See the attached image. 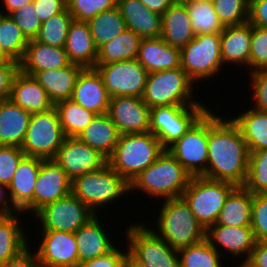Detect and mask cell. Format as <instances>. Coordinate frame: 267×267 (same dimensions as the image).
I'll return each mask as SVG.
<instances>
[{
  "label": "cell",
  "mask_w": 267,
  "mask_h": 267,
  "mask_svg": "<svg viewBox=\"0 0 267 267\" xmlns=\"http://www.w3.org/2000/svg\"><path fill=\"white\" fill-rule=\"evenodd\" d=\"M208 110V156L205 177L244 186L250 152L232 119Z\"/></svg>",
  "instance_id": "1"
},
{
  "label": "cell",
  "mask_w": 267,
  "mask_h": 267,
  "mask_svg": "<svg viewBox=\"0 0 267 267\" xmlns=\"http://www.w3.org/2000/svg\"><path fill=\"white\" fill-rule=\"evenodd\" d=\"M161 201L155 228L151 229L170 247L178 251L206 239L205 227L195 218L182 196Z\"/></svg>",
  "instance_id": "2"
},
{
  "label": "cell",
  "mask_w": 267,
  "mask_h": 267,
  "mask_svg": "<svg viewBox=\"0 0 267 267\" xmlns=\"http://www.w3.org/2000/svg\"><path fill=\"white\" fill-rule=\"evenodd\" d=\"M191 177L182 164L164 149L153 164L133 179L130 193L138 190L158 201L181 197Z\"/></svg>",
  "instance_id": "3"
},
{
  "label": "cell",
  "mask_w": 267,
  "mask_h": 267,
  "mask_svg": "<svg viewBox=\"0 0 267 267\" xmlns=\"http://www.w3.org/2000/svg\"><path fill=\"white\" fill-rule=\"evenodd\" d=\"M164 151L160 141L150 131L120 134L108 165L129 184Z\"/></svg>",
  "instance_id": "4"
},
{
  "label": "cell",
  "mask_w": 267,
  "mask_h": 267,
  "mask_svg": "<svg viewBox=\"0 0 267 267\" xmlns=\"http://www.w3.org/2000/svg\"><path fill=\"white\" fill-rule=\"evenodd\" d=\"M129 192L130 184L108 163L100 169L75 177L71 183V193L96 215L99 211L101 213L102 207L121 200L124 195L127 197Z\"/></svg>",
  "instance_id": "5"
},
{
  "label": "cell",
  "mask_w": 267,
  "mask_h": 267,
  "mask_svg": "<svg viewBox=\"0 0 267 267\" xmlns=\"http://www.w3.org/2000/svg\"><path fill=\"white\" fill-rule=\"evenodd\" d=\"M195 83L183 71L176 68L148 73L142 100L150 108L157 106H195L203 104L193 94Z\"/></svg>",
  "instance_id": "6"
},
{
  "label": "cell",
  "mask_w": 267,
  "mask_h": 267,
  "mask_svg": "<svg viewBox=\"0 0 267 267\" xmlns=\"http://www.w3.org/2000/svg\"><path fill=\"white\" fill-rule=\"evenodd\" d=\"M236 187L230 182L195 176L191 177L182 197L195 218L207 229L216 223L227 197Z\"/></svg>",
  "instance_id": "7"
},
{
  "label": "cell",
  "mask_w": 267,
  "mask_h": 267,
  "mask_svg": "<svg viewBox=\"0 0 267 267\" xmlns=\"http://www.w3.org/2000/svg\"><path fill=\"white\" fill-rule=\"evenodd\" d=\"M180 56L181 68L195 84L218 77L223 71L220 33L196 35L180 49Z\"/></svg>",
  "instance_id": "8"
},
{
  "label": "cell",
  "mask_w": 267,
  "mask_h": 267,
  "mask_svg": "<svg viewBox=\"0 0 267 267\" xmlns=\"http://www.w3.org/2000/svg\"><path fill=\"white\" fill-rule=\"evenodd\" d=\"M132 223L126 228L128 254L146 267H180L178 251L148 225Z\"/></svg>",
  "instance_id": "9"
},
{
  "label": "cell",
  "mask_w": 267,
  "mask_h": 267,
  "mask_svg": "<svg viewBox=\"0 0 267 267\" xmlns=\"http://www.w3.org/2000/svg\"><path fill=\"white\" fill-rule=\"evenodd\" d=\"M209 110L205 104L195 106H157L150 108V132L167 149L180 139Z\"/></svg>",
  "instance_id": "10"
},
{
  "label": "cell",
  "mask_w": 267,
  "mask_h": 267,
  "mask_svg": "<svg viewBox=\"0 0 267 267\" xmlns=\"http://www.w3.org/2000/svg\"><path fill=\"white\" fill-rule=\"evenodd\" d=\"M65 138L57 110L53 107L46 112L31 115L20 148L25 156L53 159Z\"/></svg>",
  "instance_id": "11"
},
{
  "label": "cell",
  "mask_w": 267,
  "mask_h": 267,
  "mask_svg": "<svg viewBox=\"0 0 267 267\" xmlns=\"http://www.w3.org/2000/svg\"><path fill=\"white\" fill-rule=\"evenodd\" d=\"M167 150L192 177H205L208 156V111Z\"/></svg>",
  "instance_id": "12"
},
{
  "label": "cell",
  "mask_w": 267,
  "mask_h": 267,
  "mask_svg": "<svg viewBox=\"0 0 267 267\" xmlns=\"http://www.w3.org/2000/svg\"><path fill=\"white\" fill-rule=\"evenodd\" d=\"M96 214L72 193L39 209L32 217L42 230L75 233Z\"/></svg>",
  "instance_id": "13"
},
{
  "label": "cell",
  "mask_w": 267,
  "mask_h": 267,
  "mask_svg": "<svg viewBox=\"0 0 267 267\" xmlns=\"http://www.w3.org/2000/svg\"><path fill=\"white\" fill-rule=\"evenodd\" d=\"M95 68L101 75L110 97H142L148 72L136 59L95 65Z\"/></svg>",
  "instance_id": "14"
},
{
  "label": "cell",
  "mask_w": 267,
  "mask_h": 267,
  "mask_svg": "<svg viewBox=\"0 0 267 267\" xmlns=\"http://www.w3.org/2000/svg\"><path fill=\"white\" fill-rule=\"evenodd\" d=\"M42 241L35 250L42 267H77L78 248L74 233L41 230Z\"/></svg>",
  "instance_id": "15"
},
{
  "label": "cell",
  "mask_w": 267,
  "mask_h": 267,
  "mask_svg": "<svg viewBox=\"0 0 267 267\" xmlns=\"http://www.w3.org/2000/svg\"><path fill=\"white\" fill-rule=\"evenodd\" d=\"M107 114L120 134L150 131V107L144 103L142 97H111Z\"/></svg>",
  "instance_id": "16"
},
{
  "label": "cell",
  "mask_w": 267,
  "mask_h": 267,
  "mask_svg": "<svg viewBox=\"0 0 267 267\" xmlns=\"http://www.w3.org/2000/svg\"><path fill=\"white\" fill-rule=\"evenodd\" d=\"M53 159L71 180L100 169L107 163L103 155L76 137H66Z\"/></svg>",
  "instance_id": "17"
},
{
  "label": "cell",
  "mask_w": 267,
  "mask_h": 267,
  "mask_svg": "<svg viewBox=\"0 0 267 267\" xmlns=\"http://www.w3.org/2000/svg\"><path fill=\"white\" fill-rule=\"evenodd\" d=\"M72 180L54 159H43L33 194V214L71 194Z\"/></svg>",
  "instance_id": "18"
},
{
  "label": "cell",
  "mask_w": 267,
  "mask_h": 267,
  "mask_svg": "<svg viewBox=\"0 0 267 267\" xmlns=\"http://www.w3.org/2000/svg\"><path fill=\"white\" fill-rule=\"evenodd\" d=\"M206 240L222 257H225L222 254L225 251L233 258L238 257L237 260L242 258V262L236 267H241L247 261L256 242L251 226L211 225L206 229Z\"/></svg>",
  "instance_id": "19"
},
{
  "label": "cell",
  "mask_w": 267,
  "mask_h": 267,
  "mask_svg": "<svg viewBox=\"0 0 267 267\" xmlns=\"http://www.w3.org/2000/svg\"><path fill=\"white\" fill-rule=\"evenodd\" d=\"M42 160L39 157L24 156L18 163L8 185L9 197L16 212L33 213L34 188Z\"/></svg>",
  "instance_id": "20"
},
{
  "label": "cell",
  "mask_w": 267,
  "mask_h": 267,
  "mask_svg": "<svg viewBox=\"0 0 267 267\" xmlns=\"http://www.w3.org/2000/svg\"><path fill=\"white\" fill-rule=\"evenodd\" d=\"M110 98L96 68H83L76 79L70 99L83 108L102 115L108 113Z\"/></svg>",
  "instance_id": "21"
},
{
  "label": "cell",
  "mask_w": 267,
  "mask_h": 267,
  "mask_svg": "<svg viewBox=\"0 0 267 267\" xmlns=\"http://www.w3.org/2000/svg\"><path fill=\"white\" fill-rule=\"evenodd\" d=\"M99 218V214L93 216L74 233L79 263L104 256L118 246L114 245L115 242L111 239L113 236L108 235L106 229H104L106 227L102 224L104 221Z\"/></svg>",
  "instance_id": "22"
},
{
  "label": "cell",
  "mask_w": 267,
  "mask_h": 267,
  "mask_svg": "<svg viewBox=\"0 0 267 267\" xmlns=\"http://www.w3.org/2000/svg\"><path fill=\"white\" fill-rule=\"evenodd\" d=\"M220 40L223 67L226 64L249 67L247 74H250L251 24L225 26Z\"/></svg>",
  "instance_id": "23"
},
{
  "label": "cell",
  "mask_w": 267,
  "mask_h": 267,
  "mask_svg": "<svg viewBox=\"0 0 267 267\" xmlns=\"http://www.w3.org/2000/svg\"><path fill=\"white\" fill-rule=\"evenodd\" d=\"M8 99L31 114L46 112L54 107L45 89L32 76L20 70L13 77Z\"/></svg>",
  "instance_id": "24"
},
{
  "label": "cell",
  "mask_w": 267,
  "mask_h": 267,
  "mask_svg": "<svg viewBox=\"0 0 267 267\" xmlns=\"http://www.w3.org/2000/svg\"><path fill=\"white\" fill-rule=\"evenodd\" d=\"M117 7L127 29L142 39L158 38L162 32V17L148 9L140 0H117Z\"/></svg>",
  "instance_id": "25"
},
{
  "label": "cell",
  "mask_w": 267,
  "mask_h": 267,
  "mask_svg": "<svg viewBox=\"0 0 267 267\" xmlns=\"http://www.w3.org/2000/svg\"><path fill=\"white\" fill-rule=\"evenodd\" d=\"M136 60L148 73L181 67L180 49L161 37L141 39Z\"/></svg>",
  "instance_id": "26"
},
{
  "label": "cell",
  "mask_w": 267,
  "mask_h": 267,
  "mask_svg": "<svg viewBox=\"0 0 267 267\" xmlns=\"http://www.w3.org/2000/svg\"><path fill=\"white\" fill-rule=\"evenodd\" d=\"M70 64L64 48L29 40L25 55L19 63V70L29 76L38 71L59 69Z\"/></svg>",
  "instance_id": "27"
},
{
  "label": "cell",
  "mask_w": 267,
  "mask_h": 267,
  "mask_svg": "<svg viewBox=\"0 0 267 267\" xmlns=\"http://www.w3.org/2000/svg\"><path fill=\"white\" fill-rule=\"evenodd\" d=\"M70 63L83 68H95L98 49L95 46L88 22H71L64 47Z\"/></svg>",
  "instance_id": "28"
},
{
  "label": "cell",
  "mask_w": 267,
  "mask_h": 267,
  "mask_svg": "<svg viewBox=\"0 0 267 267\" xmlns=\"http://www.w3.org/2000/svg\"><path fill=\"white\" fill-rule=\"evenodd\" d=\"M82 66L70 63L66 67L36 72L32 77L45 89L53 104L70 99Z\"/></svg>",
  "instance_id": "29"
},
{
  "label": "cell",
  "mask_w": 267,
  "mask_h": 267,
  "mask_svg": "<svg viewBox=\"0 0 267 267\" xmlns=\"http://www.w3.org/2000/svg\"><path fill=\"white\" fill-rule=\"evenodd\" d=\"M31 115L9 99L0 101V145L21 147Z\"/></svg>",
  "instance_id": "30"
},
{
  "label": "cell",
  "mask_w": 267,
  "mask_h": 267,
  "mask_svg": "<svg viewBox=\"0 0 267 267\" xmlns=\"http://www.w3.org/2000/svg\"><path fill=\"white\" fill-rule=\"evenodd\" d=\"M120 133L108 114L97 115L77 137L108 159L118 143Z\"/></svg>",
  "instance_id": "31"
},
{
  "label": "cell",
  "mask_w": 267,
  "mask_h": 267,
  "mask_svg": "<svg viewBox=\"0 0 267 267\" xmlns=\"http://www.w3.org/2000/svg\"><path fill=\"white\" fill-rule=\"evenodd\" d=\"M161 17L160 37L170 46L181 49L195 38L186 6L171 5Z\"/></svg>",
  "instance_id": "32"
},
{
  "label": "cell",
  "mask_w": 267,
  "mask_h": 267,
  "mask_svg": "<svg viewBox=\"0 0 267 267\" xmlns=\"http://www.w3.org/2000/svg\"><path fill=\"white\" fill-rule=\"evenodd\" d=\"M19 214L23 216L22 212H15L0 218V264L16 257L30 245L29 235H26L29 233L18 220Z\"/></svg>",
  "instance_id": "33"
},
{
  "label": "cell",
  "mask_w": 267,
  "mask_h": 267,
  "mask_svg": "<svg viewBox=\"0 0 267 267\" xmlns=\"http://www.w3.org/2000/svg\"><path fill=\"white\" fill-rule=\"evenodd\" d=\"M252 202L253 194L244 186H237L227 197L213 225L251 226Z\"/></svg>",
  "instance_id": "34"
},
{
  "label": "cell",
  "mask_w": 267,
  "mask_h": 267,
  "mask_svg": "<svg viewBox=\"0 0 267 267\" xmlns=\"http://www.w3.org/2000/svg\"><path fill=\"white\" fill-rule=\"evenodd\" d=\"M231 119L239 127L250 153L267 149V112L250 107Z\"/></svg>",
  "instance_id": "35"
},
{
  "label": "cell",
  "mask_w": 267,
  "mask_h": 267,
  "mask_svg": "<svg viewBox=\"0 0 267 267\" xmlns=\"http://www.w3.org/2000/svg\"><path fill=\"white\" fill-rule=\"evenodd\" d=\"M141 37L126 29L98 49L96 65H105L137 58Z\"/></svg>",
  "instance_id": "36"
},
{
  "label": "cell",
  "mask_w": 267,
  "mask_h": 267,
  "mask_svg": "<svg viewBox=\"0 0 267 267\" xmlns=\"http://www.w3.org/2000/svg\"><path fill=\"white\" fill-rule=\"evenodd\" d=\"M57 110L63 133L66 137H78L97 116L71 99L61 100L54 104Z\"/></svg>",
  "instance_id": "37"
},
{
  "label": "cell",
  "mask_w": 267,
  "mask_h": 267,
  "mask_svg": "<svg viewBox=\"0 0 267 267\" xmlns=\"http://www.w3.org/2000/svg\"><path fill=\"white\" fill-rule=\"evenodd\" d=\"M88 24L97 49L127 29L118 7L99 13Z\"/></svg>",
  "instance_id": "38"
},
{
  "label": "cell",
  "mask_w": 267,
  "mask_h": 267,
  "mask_svg": "<svg viewBox=\"0 0 267 267\" xmlns=\"http://www.w3.org/2000/svg\"><path fill=\"white\" fill-rule=\"evenodd\" d=\"M29 40L10 15L0 14V45L2 53L10 60L22 61Z\"/></svg>",
  "instance_id": "39"
},
{
  "label": "cell",
  "mask_w": 267,
  "mask_h": 267,
  "mask_svg": "<svg viewBox=\"0 0 267 267\" xmlns=\"http://www.w3.org/2000/svg\"><path fill=\"white\" fill-rule=\"evenodd\" d=\"M195 35L221 33L224 29L215 13L213 3L193 0L186 5Z\"/></svg>",
  "instance_id": "40"
},
{
  "label": "cell",
  "mask_w": 267,
  "mask_h": 267,
  "mask_svg": "<svg viewBox=\"0 0 267 267\" xmlns=\"http://www.w3.org/2000/svg\"><path fill=\"white\" fill-rule=\"evenodd\" d=\"M180 267H222L223 257L205 239L178 250ZM222 257V258H221Z\"/></svg>",
  "instance_id": "41"
},
{
  "label": "cell",
  "mask_w": 267,
  "mask_h": 267,
  "mask_svg": "<svg viewBox=\"0 0 267 267\" xmlns=\"http://www.w3.org/2000/svg\"><path fill=\"white\" fill-rule=\"evenodd\" d=\"M72 21L73 16L66 8L62 13L50 17L41 24L35 40L46 45L64 48Z\"/></svg>",
  "instance_id": "42"
},
{
  "label": "cell",
  "mask_w": 267,
  "mask_h": 267,
  "mask_svg": "<svg viewBox=\"0 0 267 267\" xmlns=\"http://www.w3.org/2000/svg\"><path fill=\"white\" fill-rule=\"evenodd\" d=\"M244 187L252 194L267 193V149L250 153Z\"/></svg>",
  "instance_id": "43"
},
{
  "label": "cell",
  "mask_w": 267,
  "mask_h": 267,
  "mask_svg": "<svg viewBox=\"0 0 267 267\" xmlns=\"http://www.w3.org/2000/svg\"><path fill=\"white\" fill-rule=\"evenodd\" d=\"M213 6L224 27L248 22L249 0H214Z\"/></svg>",
  "instance_id": "44"
},
{
  "label": "cell",
  "mask_w": 267,
  "mask_h": 267,
  "mask_svg": "<svg viewBox=\"0 0 267 267\" xmlns=\"http://www.w3.org/2000/svg\"><path fill=\"white\" fill-rule=\"evenodd\" d=\"M66 3L73 20L84 22L117 7V0H66Z\"/></svg>",
  "instance_id": "45"
},
{
  "label": "cell",
  "mask_w": 267,
  "mask_h": 267,
  "mask_svg": "<svg viewBox=\"0 0 267 267\" xmlns=\"http://www.w3.org/2000/svg\"><path fill=\"white\" fill-rule=\"evenodd\" d=\"M267 68V28L251 25L250 73Z\"/></svg>",
  "instance_id": "46"
},
{
  "label": "cell",
  "mask_w": 267,
  "mask_h": 267,
  "mask_svg": "<svg viewBox=\"0 0 267 267\" xmlns=\"http://www.w3.org/2000/svg\"><path fill=\"white\" fill-rule=\"evenodd\" d=\"M251 228L256 242H267V193L253 194Z\"/></svg>",
  "instance_id": "47"
},
{
  "label": "cell",
  "mask_w": 267,
  "mask_h": 267,
  "mask_svg": "<svg viewBox=\"0 0 267 267\" xmlns=\"http://www.w3.org/2000/svg\"><path fill=\"white\" fill-rule=\"evenodd\" d=\"M25 156L20 147L0 145V183L8 186L18 163Z\"/></svg>",
  "instance_id": "48"
},
{
  "label": "cell",
  "mask_w": 267,
  "mask_h": 267,
  "mask_svg": "<svg viewBox=\"0 0 267 267\" xmlns=\"http://www.w3.org/2000/svg\"><path fill=\"white\" fill-rule=\"evenodd\" d=\"M10 16L28 40L37 37L42 23L35 13L32 3L23 5L20 9L12 12Z\"/></svg>",
  "instance_id": "49"
},
{
  "label": "cell",
  "mask_w": 267,
  "mask_h": 267,
  "mask_svg": "<svg viewBox=\"0 0 267 267\" xmlns=\"http://www.w3.org/2000/svg\"><path fill=\"white\" fill-rule=\"evenodd\" d=\"M248 75L251 80L248 85L251 87L250 90L253 91H251L253 98L250 97L249 100L255 101L253 102L255 104L251 107L267 112V68L254 71Z\"/></svg>",
  "instance_id": "50"
},
{
  "label": "cell",
  "mask_w": 267,
  "mask_h": 267,
  "mask_svg": "<svg viewBox=\"0 0 267 267\" xmlns=\"http://www.w3.org/2000/svg\"><path fill=\"white\" fill-rule=\"evenodd\" d=\"M127 254V247L125 251L124 249L121 251L120 246H117L112 252L95 259L83 261L77 267H123Z\"/></svg>",
  "instance_id": "51"
},
{
  "label": "cell",
  "mask_w": 267,
  "mask_h": 267,
  "mask_svg": "<svg viewBox=\"0 0 267 267\" xmlns=\"http://www.w3.org/2000/svg\"><path fill=\"white\" fill-rule=\"evenodd\" d=\"M19 71V64L13 60L0 61V101L7 100L10 95L14 75Z\"/></svg>",
  "instance_id": "52"
},
{
  "label": "cell",
  "mask_w": 267,
  "mask_h": 267,
  "mask_svg": "<svg viewBox=\"0 0 267 267\" xmlns=\"http://www.w3.org/2000/svg\"><path fill=\"white\" fill-rule=\"evenodd\" d=\"M32 4L41 23L67 8L66 0H34Z\"/></svg>",
  "instance_id": "53"
},
{
  "label": "cell",
  "mask_w": 267,
  "mask_h": 267,
  "mask_svg": "<svg viewBox=\"0 0 267 267\" xmlns=\"http://www.w3.org/2000/svg\"><path fill=\"white\" fill-rule=\"evenodd\" d=\"M248 22L253 26L267 28V0H249Z\"/></svg>",
  "instance_id": "54"
},
{
  "label": "cell",
  "mask_w": 267,
  "mask_h": 267,
  "mask_svg": "<svg viewBox=\"0 0 267 267\" xmlns=\"http://www.w3.org/2000/svg\"><path fill=\"white\" fill-rule=\"evenodd\" d=\"M30 246L31 244L16 257L0 264V267H42L36 252Z\"/></svg>",
  "instance_id": "55"
},
{
  "label": "cell",
  "mask_w": 267,
  "mask_h": 267,
  "mask_svg": "<svg viewBox=\"0 0 267 267\" xmlns=\"http://www.w3.org/2000/svg\"><path fill=\"white\" fill-rule=\"evenodd\" d=\"M241 267H267V242H255L249 258Z\"/></svg>",
  "instance_id": "56"
},
{
  "label": "cell",
  "mask_w": 267,
  "mask_h": 267,
  "mask_svg": "<svg viewBox=\"0 0 267 267\" xmlns=\"http://www.w3.org/2000/svg\"><path fill=\"white\" fill-rule=\"evenodd\" d=\"M15 212L9 197L8 186L0 183V218Z\"/></svg>",
  "instance_id": "57"
},
{
  "label": "cell",
  "mask_w": 267,
  "mask_h": 267,
  "mask_svg": "<svg viewBox=\"0 0 267 267\" xmlns=\"http://www.w3.org/2000/svg\"><path fill=\"white\" fill-rule=\"evenodd\" d=\"M148 9L160 14L161 16L164 12L171 6L169 0H140Z\"/></svg>",
  "instance_id": "58"
},
{
  "label": "cell",
  "mask_w": 267,
  "mask_h": 267,
  "mask_svg": "<svg viewBox=\"0 0 267 267\" xmlns=\"http://www.w3.org/2000/svg\"><path fill=\"white\" fill-rule=\"evenodd\" d=\"M34 0H0V5L1 3H3V9H5V11H0V14L3 15H10L12 12H14L15 10L20 9L23 5H26L28 3H33Z\"/></svg>",
  "instance_id": "59"
},
{
  "label": "cell",
  "mask_w": 267,
  "mask_h": 267,
  "mask_svg": "<svg viewBox=\"0 0 267 267\" xmlns=\"http://www.w3.org/2000/svg\"><path fill=\"white\" fill-rule=\"evenodd\" d=\"M123 267H146L135 261L129 254H127Z\"/></svg>",
  "instance_id": "60"
},
{
  "label": "cell",
  "mask_w": 267,
  "mask_h": 267,
  "mask_svg": "<svg viewBox=\"0 0 267 267\" xmlns=\"http://www.w3.org/2000/svg\"><path fill=\"white\" fill-rule=\"evenodd\" d=\"M171 5L186 6L190 4L193 0H169Z\"/></svg>",
  "instance_id": "61"
},
{
  "label": "cell",
  "mask_w": 267,
  "mask_h": 267,
  "mask_svg": "<svg viewBox=\"0 0 267 267\" xmlns=\"http://www.w3.org/2000/svg\"><path fill=\"white\" fill-rule=\"evenodd\" d=\"M3 60H9V59L2 53L1 45H0V61H3Z\"/></svg>",
  "instance_id": "62"
},
{
  "label": "cell",
  "mask_w": 267,
  "mask_h": 267,
  "mask_svg": "<svg viewBox=\"0 0 267 267\" xmlns=\"http://www.w3.org/2000/svg\"><path fill=\"white\" fill-rule=\"evenodd\" d=\"M197 1H200V2H210V3H213L214 0H197Z\"/></svg>",
  "instance_id": "63"
}]
</instances>
